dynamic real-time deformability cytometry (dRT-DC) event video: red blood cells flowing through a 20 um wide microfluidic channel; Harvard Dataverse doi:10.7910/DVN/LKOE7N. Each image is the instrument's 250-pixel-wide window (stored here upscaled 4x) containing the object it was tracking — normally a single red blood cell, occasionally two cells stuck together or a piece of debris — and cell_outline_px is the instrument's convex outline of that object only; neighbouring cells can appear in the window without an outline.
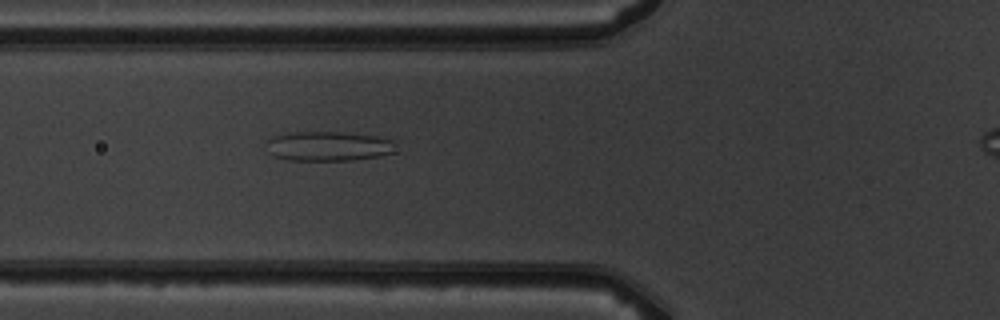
{"species": "common noctule bat (a hibernating species)", "species_latin": "Nyctalus noctula", "temperature_condition": "warm", "stored_images_in_passage": 4, "camera_frame_rate_fps": 3000, "um_per_image_px": 0.085, "animal": {"sex": "male", "body_mass_g": 19.5, "forearm_length_mm": 54.6}, "frame": {"image": 1, "passage_image": 3, "time_ms": 2.333, "image_size_px": [1000, 320], "cell_outline_px": [[400, 140], [392, 152], [376, 156], [352, 160], [288, 160], [272, 156], [268, 152], [268, 140], [272, 136], [288, 132], [340, 132], [376, 136]], "centroid_in_image_um": [27.93, 12.41], "position_along_channel_um": 97.9, "area_um2": 22.48}}